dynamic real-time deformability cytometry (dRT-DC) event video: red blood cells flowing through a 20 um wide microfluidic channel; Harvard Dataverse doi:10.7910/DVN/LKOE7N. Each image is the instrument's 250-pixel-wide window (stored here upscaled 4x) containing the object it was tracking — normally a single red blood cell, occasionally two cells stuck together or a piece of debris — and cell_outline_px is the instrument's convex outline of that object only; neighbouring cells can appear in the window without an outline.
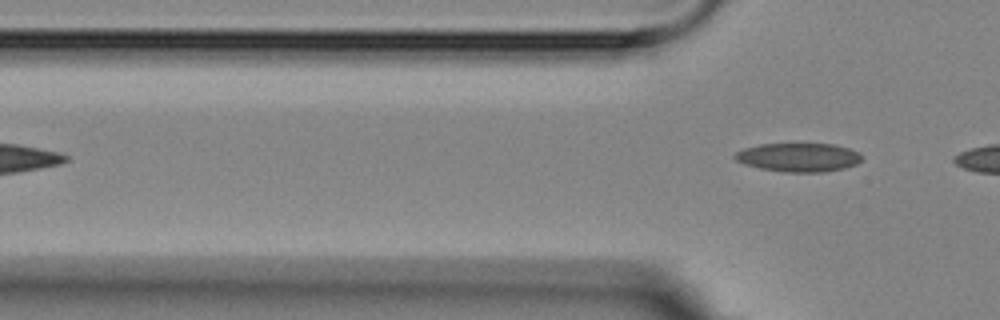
{"species": "Egyptian fruit bat (a non-hibernating species)", "species_latin": "Rousettus aegyptiacus", "temperature_condition": "room temperature", "stored_images_in_passage": 5, "camera_frame_rate_fps": 3000, "um_per_image_px": 0.085, "animal": {"sex": "female"}, "frame": {"image": 1, "passage_image": 5, "time_ms": 6.333, "image_size_px": [1000, 320], "cell_outline_px": [[860, 160], [856, 164], [844, 168], [824, 172], [784, 172], [760, 168], [744, 164], [736, 160], [732, 156], [736, 152], [744, 148], [760, 144], [832, 144], [848, 148], [860, 152]], "centroid_in_image_um": [67.85, 13.37], "position_along_channel_um": 58.0, "area_um2": 21.15}}